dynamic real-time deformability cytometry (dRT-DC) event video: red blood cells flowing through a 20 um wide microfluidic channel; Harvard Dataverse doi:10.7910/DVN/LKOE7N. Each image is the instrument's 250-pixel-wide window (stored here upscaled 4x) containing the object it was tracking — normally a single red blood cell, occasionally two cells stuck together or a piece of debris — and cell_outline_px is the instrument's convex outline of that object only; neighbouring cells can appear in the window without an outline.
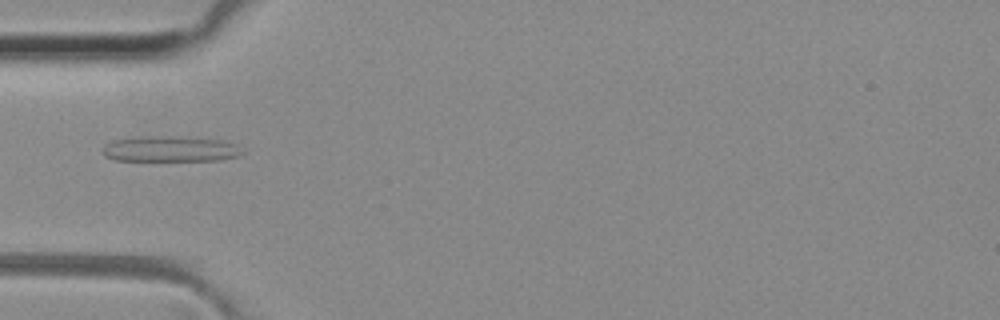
{"species": "common noctule bat (a hibernating species)", "species_latin": "Nyctalus noctula", "temperature_condition": "room temperature", "stored_images_in_passage": 26, "camera_frame_rate_fps": 3000, "um_per_image_px": 0.085, "animal": {"sex": "female", "body_mass_g": 29.2, "forearm_length_mm": 56.3}, "frame": {"image": 1, "passage_image": 5, "time_ms": 1.333, "image_size_px": [1000, 320], "cell_outline_px": [[244, 152], [240, 156], [220, 160], [116, 160], [104, 156], [100, 152], [104, 144], [112, 140], [140, 136], [180, 136], [220, 140], [236, 144]], "centroid_in_image_um": [14.43, 12.65], "position_along_channel_um": 70.6, "area_um2": 21.1}}
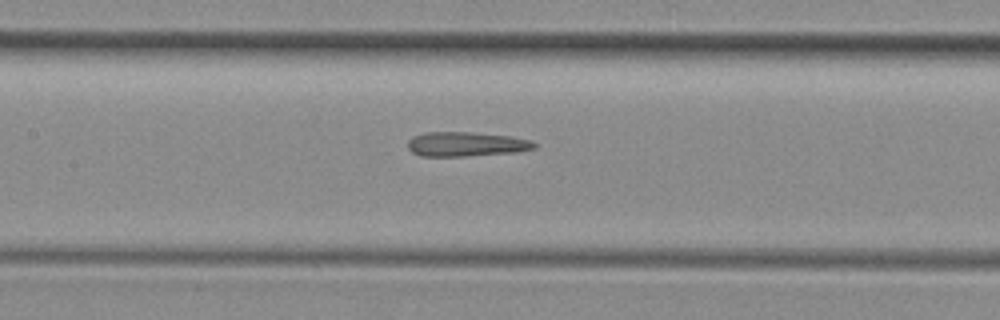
{"frame": {"image": 2, "passage_image": 12, "time_ms": 3.667, "image_size_px": [1000, 320], "cell_outline_px": [[536, 148], [516, 152], [464, 156], [420, 156], [412, 152], [408, 148], [408, 140], [412, 136], [424, 132], [472, 132], [508, 136], [532, 140], [536, 144]], "centroid_in_image_um": [39.6, 12.25], "position_along_channel_um": 167.8, "area_um2": 18.09}}
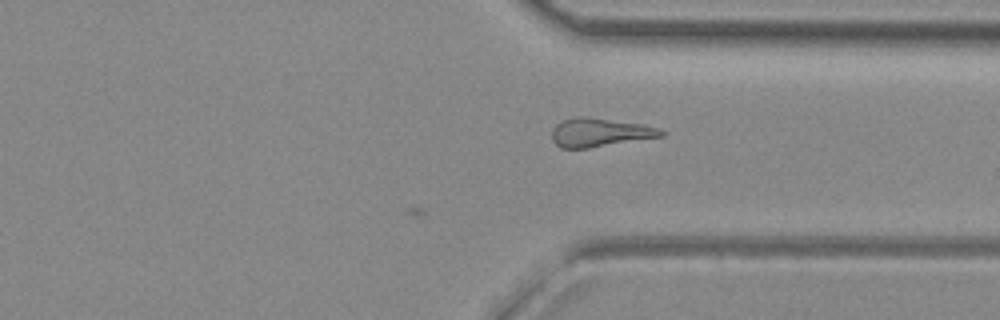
{"frame": {"image": 3, "passage_image": 26, "time_ms": 8.333, "image_size_px": [1000, 320], "cell_outline_px": [[664, 136], [588, 148], [560, 148], [552, 140], [552, 128], [556, 124], [564, 120], [576, 116], [584, 116], [644, 124], [660, 128], [664, 132]], "centroid_in_image_um": [50.98, 11.25], "position_along_channel_um": 360.4, "area_um2": 18.26}}